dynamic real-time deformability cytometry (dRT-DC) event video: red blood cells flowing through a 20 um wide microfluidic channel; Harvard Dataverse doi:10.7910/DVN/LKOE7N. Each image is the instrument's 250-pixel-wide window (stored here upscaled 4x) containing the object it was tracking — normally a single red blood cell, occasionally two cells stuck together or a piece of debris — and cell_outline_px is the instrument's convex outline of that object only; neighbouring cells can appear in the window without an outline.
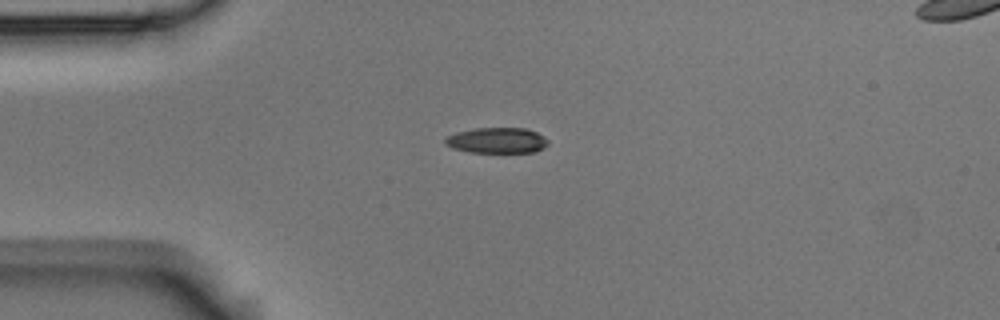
{"species": "Egyptian fruit bat (a non-hibernating species)", "species_latin": "Rousettus aegyptiacus", "temperature_condition": "room temperature", "stored_images_in_passage": 4, "camera_frame_rate_fps": 3000, "um_per_image_px": 0.085, "animal": {"sex": "male"}, "frame": {"image": 1, "passage_image": 1, "time_ms": 0.0, "image_size_px": [1000, 320], "cell_outline_px": [[548, 144], [544, 148], [532, 152], [468, 152], [452, 148], [444, 144], [444, 140], [448, 136], [456, 132], [476, 128], [524, 128], [536, 132], [544, 136], [548, 140]], "centroid_in_image_um": [42.23, 11.93], "position_along_channel_um": 42.8, "area_um2": 15.37}}
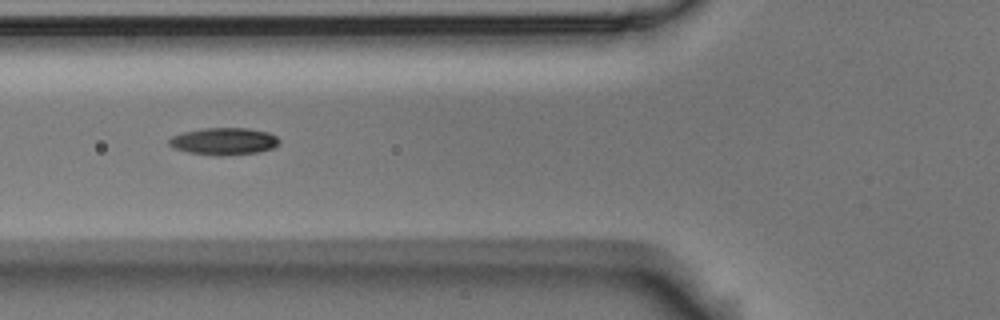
{"frame": {"image": 2, "passage_image": 3, "time_ms": 0.667, "image_size_px": [1000, 320], "cell_outline_px": [[280, 144], [272, 148], [256, 152], [224, 156], [216, 156], [188, 152], [176, 148], [168, 144], [168, 140], [172, 136], [184, 132], [204, 128], [248, 128], [268, 132], [276, 136], [280, 140]], "centroid_in_image_um": [19.05, 12.01], "position_along_channel_um": 106.8, "area_um2": 17.4}}
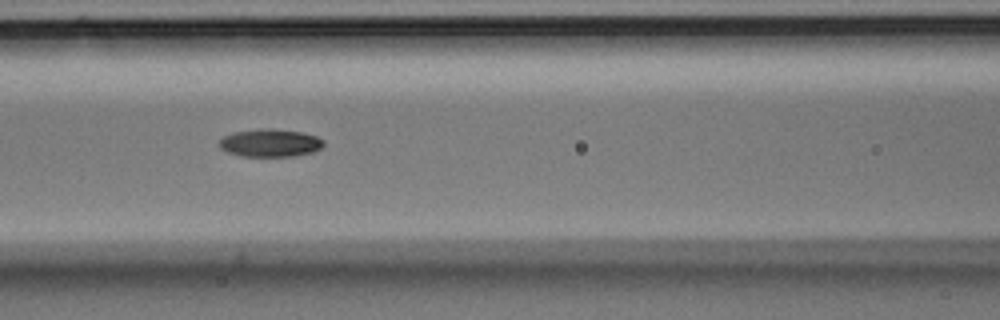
{"frame": {"image": 3, "passage_image": 4, "time_ms": 1.0, "image_size_px": [1000, 320], "cell_outline_px": [[324, 144], [320, 148], [312, 152], [296, 156], [240, 156], [228, 152], [220, 148], [216, 144], [224, 136], [232, 132], [260, 128], [272, 128], [300, 132], [316, 136], [324, 140]], "centroid_in_image_um": [22.93, 12.14], "position_along_channel_um": 143.7, "area_um2": 17.05}}